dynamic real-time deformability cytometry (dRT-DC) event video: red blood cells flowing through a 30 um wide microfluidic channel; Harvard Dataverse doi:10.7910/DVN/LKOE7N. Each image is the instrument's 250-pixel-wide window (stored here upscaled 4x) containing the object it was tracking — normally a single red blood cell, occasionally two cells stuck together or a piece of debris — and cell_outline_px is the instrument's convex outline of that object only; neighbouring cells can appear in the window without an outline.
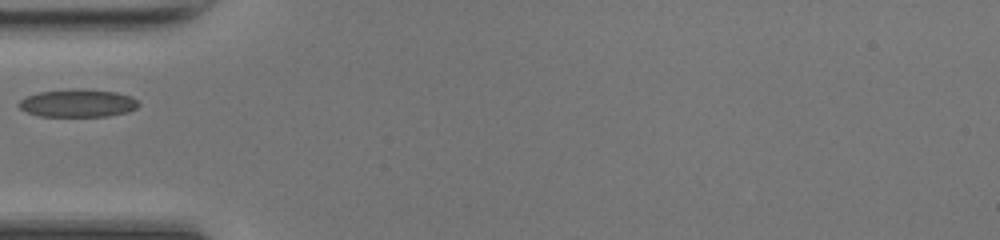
{"species": "common noctule bat (a hibernating species)", "species_latin": "Nyctalus noctula", "temperature_condition": "room temperature", "stored_images_in_passage": 33, "camera_frame_rate_fps": 3000, "um_per_image_px": 0.085, "animal": {"sex": "female", "body_mass_g": 17.0, "forearm_length_mm": 48.0}, "frame": {"image": 1, "passage_image": 1, "time_ms": 0.0, "image_size_px": [1000, 240], "cell_outline_px": [[140, 104], [136, 108], [128, 112], [108, 116], [40, 116], [28, 112], [20, 108], [16, 104], [20, 100], [36, 92], [72, 88], [84, 88], [116, 92], [132, 96]], "centroid_in_image_um": [6.62, 8.75], "position_along_channel_um": 78.4, "area_um2": 19.65}}
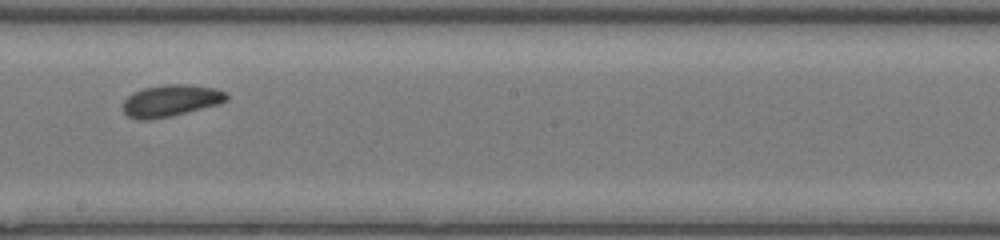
{"frame": {"image": 2, "passage_image": 12, "time_ms": 3.667, "image_size_px": [1000, 240], "cell_outline_px": [[228, 100], [220, 104], [172, 116], [148, 120], [136, 120], [128, 116], [124, 112], [124, 100], [132, 92], [144, 88], [164, 84], [188, 84], [216, 88], [228, 92]], "centroid_in_image_um": [14.55, 8.55], "position_along_channel_um": 233.6, "area_um2": 19.48}}
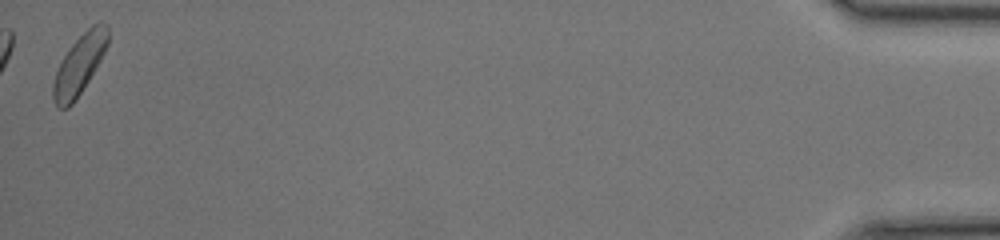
{"frame": {"image": 3, "passage_image": 33, "time_ms": 10.667, "image_size_px": [1000, 240], "cell_outline_px": [[108, 44], [100, 60], [88, 80], [72, 104], [68, 108], [56, 108], [52, 100], [52, 84], [56, 72], [64, 56], [72, 44], [92, 24], [100, 20], [108, 24]], "centroid_in_image_um": [6.74, 5.48], "position_along_channel_um": 428.5, "area_um2": 18.84}}